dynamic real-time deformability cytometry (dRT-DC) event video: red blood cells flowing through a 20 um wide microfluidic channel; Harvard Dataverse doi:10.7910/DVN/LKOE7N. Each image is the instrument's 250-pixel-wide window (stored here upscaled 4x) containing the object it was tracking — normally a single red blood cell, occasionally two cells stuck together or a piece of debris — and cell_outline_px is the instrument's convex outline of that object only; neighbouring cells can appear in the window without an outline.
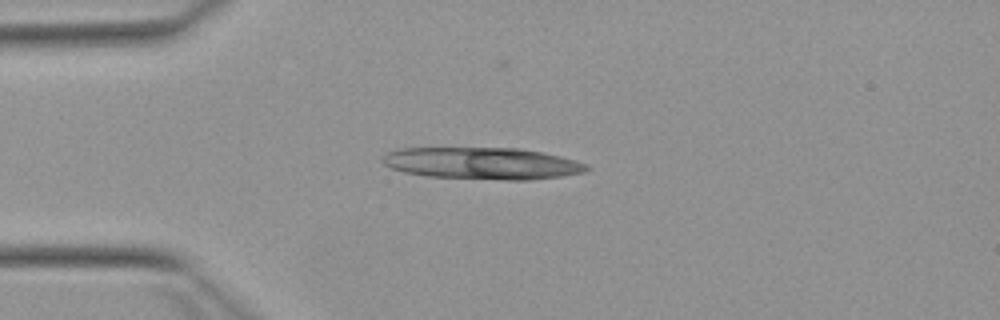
{"species": "Egyptian fruit bat (a non-hibernating species)", "species_latin": "Rousettus aegyptiacus", "temperature_condition": "warm", "stored_images_in_passage": 15, "segment_of_instrument_passage": [1, 2], "camera_frame_rate_fps": 3000, "um_per_image_px": 0.085, "animal": {"sex": "female"}, "frame": {"image": 1, "passage_image": 1, "time_ms": 0.0, "image_size_px": [1000, 320], "cell_outline_px": [[592, 168], [584, 172], [560, 176], [528, 180], [504, 180], [428, 176], [404, 172], [392, 168], [384, 164], [380, 160], [380, 156], [388, 152], [400, 148], [520, 148], [560, 156], [576, 160], [588, 164]], "centroid_in_image_um": [40.99, 13.88], "position_along_channel_um": 44.0, "area_um2": 38.03}}